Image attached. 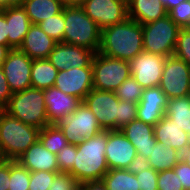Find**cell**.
Masks as SVG:
<instances>
[{"label": "cell", "instance_id": "cell-19", "mask_svg": "<svg viewBox=\"0 0 190 190\" xmlns=\"http://www.w3.org/2000/svg\"><path fill=\"white\" fill-rule=\"evenodd\" d=\"M17 161L30 172L48 171L60 173L56 154L47 150L39 140L31 145Z\"/></svg>", "mask_w": 190, "mask_h": 190}, {"label": "cell", "instance_id": "cell-49", "mask_svg": "<svg viewBox=\"0 0 190 190\" xmlns=\"http://www.w3.org/2000/svg\"><path fill=\"white\" fill-rule=\"evenodd\" d=\"M179 162H185L190 166V145L186 146L183 150L178 151Z\"/></svg>", "mask_w": 190, "mask_h": 190}, {"label": "cell", "instance_id": "cell-27", "mask_svg": "<svg viewBox=\"0 0 190 190\" xmlns=\"http://www.w3.org/2000/svg\"><path fill=\"white\" fill-rule=\"evenodd\" d=\"M148 162L151 168L157 172L173 169L179 162L178 151L168 144L156 142L155 147L150 152Z\"/></svg>", "mask_w": 190, "mask_h": 190}, {"label": "cell", "instance_id": "cell-42", "mask_svg": "<svg viewBox=\"0 0 190 190\" xmlns=\"http://www.w3.org/2000/svg\"><path fill=\"white\" fill-rule=\"evenodd\" d=\"M139 102H147L152 104H167L168 98L158 86L144 89L142 98Z\"/></svg>", "mask_w": 190, "mask_h": 190}, {"label": "cell", "instance_id": "cell-45", "mask_svg": "<svg viewBox=\"0 0 190 190\" xmlns=\"http://www.w3.org/2000/svg\"><path fill=\"white\" fill-rule=\"evenodd\" d=\"M151 169V165L148 159L144 158L140 154H136L133 161L127 166L126 170L133 174L140 173L143 170Z\"/></svg>", "mask_w": 190, "mask_h": 190}, {"label": "cell", "instance_id": "cell-29", "mask_svg": "<svg viewBox=\"0 0 190 190\" xmlns=\"http://www.w3.org/2000/svg\"><path fill=\"white\" fill-rule=\"evenodd\" d=\"M39 141L47 150L54 154H57L69 144L63 131L57 124H49L40 129Z\"/></svg>", "mask_w": 190, "mask_h": 190}, {"label": "cell", "instance_id": "cell-2", "mask_svg": "<svg viewBox=\"0 0 190 190\" xmlns=\"http://www.w3.org/2000/svg\"><path fill=\"white\" fill-rule=\"evenodd\" d=\"M107 139L108 130H102L96 136L88 137L77 144L74 165L68 174L79 184L101 181L102 177L109 171L105 157Z\"/></svg>", "mask_w": 190, "mask_h": 190}, {"label": "cell", "instance_id": "cell-21", "mask_svg": "<svg viewBox=\"0 0 190 190\" xmlns=\"http://www.w3.org/2000/svg\"><path fill=\"white\" fill-rule=\"evenodd\" d=\"M7 21L8 46L19 49L31 25L28 15L22 6L3 8Z\"/></svg>", "mask_w": 190, "mask_h": 190}, {"label": "cell", "instance_id": "cell-14", "mask_svg": "<svg viewBox=\"0 0 190 190\" xmlns=\"http://www.w3.org/2000/svg\"><path fill=\"white\" fill-rule=\"evenodd\" d=\"M95 53L86 48L66 44L56 43L47 60L58 70H68L70 68L92 67L91 63Z\"/></svg>", "mask_w": 190, "mask_h": 190}, {"label": "cell", "instance_id": "cell-51", "mask_svg": "<svg viewBox=\"0 0 190 190\" xmlns=\"http://www.w3.org/2000/svg\"><path fill=\"white\" fill-rule=\"evenodd\" d=\"M12 49L9 46L6 45H1L0 44V68L2 67L5 59L7 58L8 53L11 51Z\"/></svg>", "mask_w": 190, "mask_h": 190}, {"label": "cell", "instance_id": "cell-5", "mask_svg": "<svg viewBox=\"0 0 190 190\" xmlns=\"http://www.w3.org/2000/svg\"><path fill=\"white\" fill-rule=\"evenodd\" d=\"M3 110L23 123L39 129L49 125L42 89L30 87L13 93Z\"/></svg>", "mask_w": 190, "mask_h": 190}, {"label": "cell", "instance_id": "cell-7", "mask_svg": "<svg viewBox=\"0 0 190 190\" xmlns=\"http://www.w3.org/2000/svg\"><path fill=\"white\" fill-rule=\"evenodd\" d=\"M91 66L93 89L115 92L131 76L129 61L110 58L99 52L95 53Z\"/></svg>", "mask_w": 190, "mask_h": 190}, {"label": "cell", "instance_id": "cell-23", "mask_svg": "<svg viewBox=\"0 0 190 190\" xmlns=\"http://www.w3.org/2000/svg\"><path fill=\"white\" fill-rule=\"evenodd\" d=\"M154 136L157 142L168 144L177 151L190 145L188 134L165 115L154 126Z\"/></svg>", "mask_w": 190, "mask_h": 190}, {"label": "cell", "instance_id": "cell-35", "mask_svg": "<svg viewBox=\"0 0 190 190\" xmlns=\"http://www.w3.org/2000/svg\"><path fill=\"white\" fill-rule=\"evenodd\" d=\"M174 56L184 60L190 66V28L179 30Z\"/></svg>", "mask_w": 190, "mask_h": 190}, {"label": "cell", "instance_id": "cell-22", "mask_svg": "<svg viewBox=\"0 0 190 190\" xmlns=\"http://www.w3.org/2000/svg\"><path fill=\"white\" fill-rule=\"evenodd\" d=\"M128 18L144 25L168 15L160 0H127Z\"/></svg>", "mask_w": 190, "mask_h": 190}, {"label": "cell", "instance_id": "cell-9", "mask_svg": "<svg viewBox=\"0 0 190 190\" xmlns=\"http://www.w3.org/2000/svg\"><path fill=\"white\" fill-rule=\"evenodd\" d=\"M160 89L168 99L190 96V66L177 57H166Z\"/></svg>", "mask_w": 190, "mask_h": 190}, {"label": "cell", "instance_id": "cell-1", "mask_svg": "<svg viewBox=\"0 0 190 190\" xmlns=\"http://www.w3.org/2000/svg\"><path fill=\"white\" fill-rule=\"evenodd\" d=\"M143 49L142 25L127 18L120 24L102 29L99 53L110 58L132 60Z\"/></svg>", "mask_w": 190, "mask_h": 190}, {"label": "cell", "instance_id": "cell-25", "mask_svg": "<svg viewBox=\"0 0 190 190\" xmlns=\"http://www.w3.org/2000/svg\"><path fill=\"white\" fill-rule=\"evenodd\" d=\"M165 116L188 134L190 144V96L168 99Z\"/></svg>", "mask_w": 190, "mask_h": 190}, {"label": "cell", "instance_id": "cell-44", "mask_svg": "<svg viewBox=\"0 0 190 190\" xmlns=\"http://www.w3.org/2000/svg\"><path fill=\"white\" fill-rule=\"evenodd\" d=\"M12 95L13 93L10 90V87L7 83L5 74L3 73L2 68H0V109L1 110H3L6 107Z\"/></svg>", "mask_w": 190, "mask_h": 190}, {"label": "cell", "instance_id": "cell-38", "mask_svg": "<svg viewBox=\"0 0 190 190\" xmlns=\"http://www.w3.org/2000/svg\"><path fill=\"white\" fill-rule=\"evenodd\" d=\"M138 103L119 100V118H117V130L129 124L137 118Z\"/></svg>", "mask_w": 190, "mask_h": 190}, {"label": "cell", "instance_id": "cell-54", "mask_svg": "<svg viewBox=\"0 0 190 190\" xmlns=\"http://www.w3.org/2000/svg\"><path fill=\"white\" fill-rule=\"evenodd\" d=\"M3 160H4V158H3L2 154H1V151H0V162L3 161Z\"/></svg>", "mask_w": 190, "mask_h": 190}, {"label": "cell", "instance_id": "cell-6", "mask_svg": "<svg viewBox=\"0 0 190 190\" xmlns=\"http://www.w3.org/2000/svg\"><path fill=\"white\" fill-rule=\"evenodd\" d=\"M180 29L169 15L142 25L144 51L164 57L173 56Z\"/></svg>", "mask_w": 190, "mask_h": 190}, {"label": "cell", "instance_id": "cell-39", "mask_svg": "<svg viewBox=\"0 0 190 190\" xmlns=\"http://www.w3.org/2000/svg\"><path fill=\"white\" fill-rule=\"evenodd\" d=\"M158 190H184L173 169L160 171L157 179Z\"/></svg>", "mask_w": 190, "mask_h": 190}, {"label": "cell", "instance_id": "cell-32", "mask_svg": "<svg viewBox=\"0 0 190 190\" xmlns=\"http://www.w3.org/2000/svg\"><path fill=\"white\" fill-rule=\"evenodd\" d=\"M30 171L17 160H10V180L8 190H28Z\"/></svg>", "mask_w": 190, "mask_h": 190}, {"label": "cell", "instance_id": "cell-20", "mask_svg": "<svg viewBox=\"0 0 190 190\" xmlns=\"http://www.w3.org/2000/svg\"><path fill=\"white\" fill-rule=\"evenodd\" d=\"M56 43L38 24H31L19 50L32 60L47 59Z\"/></svg>", "mask_w": 190, "mask_h": 190}, {"label": "cell", "instance_id": "cell-17", "mask_svg": "<svg viewBox=\"0 0 190 190\" xmlns=\"http://www.w3.org/2000/svg\"><path fill=\"white\" fill-rule=\"evenodd\" d=\"M44 95L49 124H58L65 115L73 113L82 102L54 86L44 89Z\"/></svg>", "mask_w": 190, "mask_h": 190}, {"label": "cell", "instance_id": "cell-26", "mask_svg": "<svg viewBox=\"0 0 190 190\" xmlns=\"http://www.w3.org/2000/svg\"><path fill=\"white\" fill-rule=\"evenodd\" d=\"M58 70L47 59H35L31 67V87L47 89L55 84Z\"/></svg>", "mask_w": 190, "mask_h": 190}, {"label": "cell", "instance_id": "cell-36", "mask_svg": "<svg viewBox=\"0 0 190 190\" xmlns=\"http://www.w3.org/2000/svg\"><path fill=\"white\" fill-rule=\"evenodd\" d=\"M168 15L181 29L190 28V0L179 3Z\"/></svg>", "mask_w": 190, "mask_h": 190}, {"label": "cell", "instance_id": "cell-47", "mask_svg": "<svg viewBox=\"0 0 190 190\" xmlns=\"http://www.w3.org/2000/svg\"><path fill=\"white\" fill-rule=\"evenodd\" d=\"M0 44L8 46L7 21L0 9Z\"/></svg>", "mask_w": 190, "mask_h": 190}, {"label": "cell", "instance_id": "cell-8", "mask_svg": "<svg viewBox=\"0 0 190 190\" xmlns=\"http://www.w3.org/2000/svg\"><path fill=\"white\" fill-rule=\"evenodd\" d=\"M57 125L67 141L76 145L103 130L94 113L83 102L73 113L65 115Z\"/></svg>", "mask_w": 190, "mask_h": 190}, {"label": "cell", "instance_id": "cell-48", "mask_svg": "<svg viewBox=\"0 0 190 190\" xmlns=\"http://www.w3.org/2000/svg\"><path fill=\"white\" fill-rule=\"evenodd\" d=\"M78 190H108L102 181L84 182L78 185Z\"/></svg>", "mask_w": 190, "mask_h": 190}, {"label": "cell", "instance_id": "cell-33", "mask_svg": "<svg viewBox=\"0 0 190 190\" xmlns=\"http://www.w3.org/2000/svg\"><path fill=\"white\" fill-rule=\"evenodd\" d=\"M143 90L141 85L130 76L115 90V94L119 100L139 103Z\"/></svg>", "mask_w": 190, "mask_h": 190}, {"label": "cell", "instance_id": "cell-31", "mask_svg": "<svg viewBox=\"0 0 190 190\" xmlns=\"http://www.w3.org/2000/svg\"><path fill=\"white\" fill-rule=\"evenodd\" d=\"M38 26L57 43L63 42L65 30L64 8L59 14H56L49 19H44L38 24Z\"/></svg>", "mask_w": 190, "mask_h": 190}, {"label": "cell", "instance_id": "cell-12", "mask_svg": "<svg viewBox=\"0 0 190 190\" xmlns=\"http://www.w3.org/2000/svg\"><path fill=\"white\" fill-rule=\"evenodd\" d=\"M82 8L101 29L128 18L127 0H86Z\"/></svg>", "mask_w": 190, "mask_h": 190}, {"label": "cell", "instance_id": "cell-3", "mask_svg": "<svg viewBox=\"0 0 190 190\" xmlns=\"http://www.w3.org/2000/svg\"><path fill=\"white\" fill-rule=\"evenodd\" d=\"M40 129L0 110V151L4 160H17L39 140Z\"/></svg>", "mask_w": 190, "mask_h": 190}, {"label": "cell", "instance_id": "cell-50", "mask_svg": "<svg viewBox=\"0 0 190 190\" xmlns=\"http://www.w3.org/2000/svg\"><path fill=\"white\" fill-rule=\"evenodd\" d=\"M25 0H0V9L22 6Z\"/></svg>", "mask_w": 190, "mask_h": 190}, {"label": "cell", "instance_id": "cell-46", "mask_svg": "<svg viewBox=\"0 0 190 190\" xmlns=\"http://www.w3.org/2000/svg\"><path fill=\"white\" fill-rule=\"evenodd\" d=\"M10 180V160L0 162V190L9 189Z\"/></svg>", "mask_w": 190, "mask_h": 190}, {"label": "cell", "instance_id": "cell-18", "mask_svg": "<svg viewBox=\"0 0 190 190\" xmlns=\"http://www.w3.org/2000/svg\"><path fill=\"white\" fill-rule=\"evenodd\" d=\"M120 130L133 144L137 154L148 159L157 142L154 136V126L136 118Z\"/></svg>", "mask_w": 190, "mask_h": 190}, {"label": "cell", "instance_id": "cell-24", "mask_svg": "<svg viewBox=\"0 0 190 190\" xmlns=\"http://www.w3.org/2000/svg\"><path fill=\"white\" fill-rule=\"evenodd\" d=\"M22 7L31 24H39L46 18L59 14L64 4L62 0H25Z\"/></svg>", "mask_w": 190, "mask_h": 190}, {"label": "cell", "instance_id": "cell-15", "mask_svg": "<svg viewBox=\"0 0 190 190\" xmlns=\"http://www.w3.org/2000/svg\"><path fill=\"white\" fill-rule=\"evenodd\" d=\"M54 87L83 101L93 89L92 67L58 71Z\"/></svg>", "mask_w": 190, "mask_h": 190}, {"label": "cell", "instance_id": "cell-52", "mask_svg": "<svg viewBox=\"0 0 190 190\" xmlns=\"http://www.w3.org/2000/svg\"><path fill=\"white\" fill-rule=\"evenodd\" d=\"M160 1L165 6L167 12H169L172 8L177 6L179 3L184 2L185 0H160Z\"/></svg>", "mask_w": 190, "mask_h": 190}, {"label": "cell", "instance_id": "cell-30", "mask_svg": "<svg viewBox=\"0 0 190 190\" xmlns=\"http://www.w3.org/2000/svg\"><path fill=\"white\" fill-rule=\"evenodd\" d=\"M167 104H152L139 102L137 107V119L153 126L165 115Z\"/></svg>", "mask_w": 190, "mask_h": 190}, {"label": "cell", "instance_id": "cell-37", "mask_svg": "<svg viewBox=\"0 0 190 190\" xmlns=\"http://www.w3.org/2000/svg\"><path fill=\"white\" fill-rule=\"evenodd\" d=\"M77 154V145L69 143L57 154V163L60 173H69L74 165V158Z\"/></svg>", "mask_w": 190, "mask_h": 190}, {"label": "cell", "instance_id": "cell-11", "mask_svg": "<svg viewBox=\"0 0 190 190\" xmlns=\"http://www.w3.org/2000/svg\"><path fill=\"white\" fill-rule=\"evenodd\" d=\"M166 57L142 51L129 61L131 76L143 89L158 87Z\"/></svg>", "mask_w": 190, "mask_h": 190}, {"label": "cell", "instance_id": "cell-40", "mask_svg": "<svg viewBox=\"0 0 190 190\" xmlns=\"http://www.w3.org/2000/svg\"><path fill=\"white\" fill-rule=\"evenodd\" d=\"M158 173L159 172L151 168L135 174L136 178L138 179V187L140 188V190H158Z\"/></svg>", "mask_w": 190, "mask_h": 190}, {"label": "cell", "instance_id": "cell-53", "mask_svg": "<svg viewBox=\"0 0 190 190\" xmlns=\"http://www.w3.org/2000/svg\"><path fill=\"white\" fill-rule=\"evenodd\" d=\"M86 0H62L64 6L67 7H82Z\"/></svg>", "mask_w": 190, "mask_h": 190}, {"label": "cell", "instance_id": "cell-10", "mask_svg": "<svg viewBox=\"0 0 190 190\" xmlns=\"http://www.w3.org/2000/svg\"><path fill=\"white\" fill-rule=\"evenodd\" d=\"M82 102L94 113L103 130H117L119 99L115 92L92 89Z\"/></svg>", "mask_w": 190, "mask_h": 190}, {"label": "cell", "instance_id": "cell-34", "mask_svg": "<svg viewBox=\"0 0 190 190\" xmlns=\"http://www.w3.org/2000/svg\"><path fill=\"white\" fill-rule=\"evenodd\" d=\"M58 172L34 171L30 172L28 190H49Z\"/></svg>", "mask_w": 190, "mask_h": 190}, {"label": "cell", "instance_id": "cell-41", "mask_svg": "<svg viewBox=\"0 0 190 190\" xmlns=\"http://www.w3.org/2000/svg\"><path fill=\"white\" fill-rule=\"evenodd\" d=\"M78 181L68 173H58L49 190H78Z\"/></svg>", "mask_w": 190, "mask_h": 190}, {"label": "cell", "instance_id": "cell-4", "mask_svg": "<svg viewBox=\"0 0 190 190\" xmlns=\"http://www.w3.org/2000/svg\"><path fill=\"white\" fill-rule=\"evenodd\" d=\"M65 30L63 43L99 52L102 29L82 7L64 6Z\"/></svg>", "mask_w": 190, "mask_h": 190}, {"label": "cell", "instance_id": "cell-28", "mask_svg": "<svg viewBox=\"0 0 190 190\" xmlns=\"http://www.w3.org/2000/svg\"><path fill=\"white\" fill-rule=\"evenodd\" d=\"M101 181L108 190H140L135 174L126 169H111Z\"/></svg>", "mask_w": 190, "mask_h": 190}, {"label": "cell", "instance_id": "cell-16", "mask_svg": "<svg viewBox=\"0 0 190 190\" xmlns=\"http://www.w3.org/2000/svg\"><path fill=\"white\" fill-rule=\"evenodd\" d=\"M136 154L135 147L121 130H108L105 157L109 170L126 169Z\"/></svg>", "mask_w": 190, "mask_h": 190}, {"label": "cell", "instance_id": "cell-13", "mask_svg": "<svg viewBox=\"0 0 190 190\" xmlns=\"http://www.w3.org/2000/svg\"><path fill=\"white\" fill-rule=\"evenodd\" d=\"M33 60L19 49H12L2 65L7 83L12 93L31 87V67Z\"/></svg>", "mask_w": 190, "mask_h": 190}, {"label": "cell", "instance_id": "cell-43", "mask_svg": "<svg viewBox=\"0 0 190 190\" xmlns=\"http://www.w3.org/2000/svg\"><path fill=\"white\" fill-rule=\"evenodd\" d=\"M173 170L178 176L184 190H190V166L185 162H178L173 167Z\"/></svg>", "mask_w": 190, "mask_h": 190}]
</instances>
